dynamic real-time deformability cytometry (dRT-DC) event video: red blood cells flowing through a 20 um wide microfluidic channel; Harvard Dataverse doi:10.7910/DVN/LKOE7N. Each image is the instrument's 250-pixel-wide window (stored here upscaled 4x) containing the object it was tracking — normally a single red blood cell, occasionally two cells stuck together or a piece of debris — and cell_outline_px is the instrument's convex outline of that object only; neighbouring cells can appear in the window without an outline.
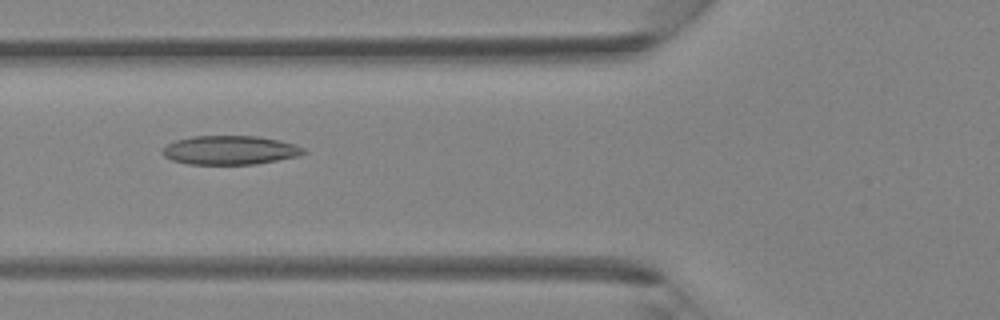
{"species": "Egyptian fruit bat (a non-hibernating species)", "species_latin": "Rousettus aegyptiacus", "temperature_condition": "room temperature", "stored_images_in_passage": 42, "camera_frame_rate_fps": 3000, "um_per_image_px": 0.085, "animal": {"sex": "female"}, "frame": {"image": 1, "passage_image": 16, "time_ms": 5.0, "image_size_px": [1000, 320], "cell_outline_px": [[308, 152], [300, 156], [256, 164], [188, 164], [172, 160], [164, 156], [160, 152], [168, 144], [176, 140], [192, 136], [256, 136], [280, 140], [296, 144], [304, 148]], "centroid_in_image_um": [19.59, 12.76], "position_along_channel_um": 106.2, "area_um2": 23.93}}
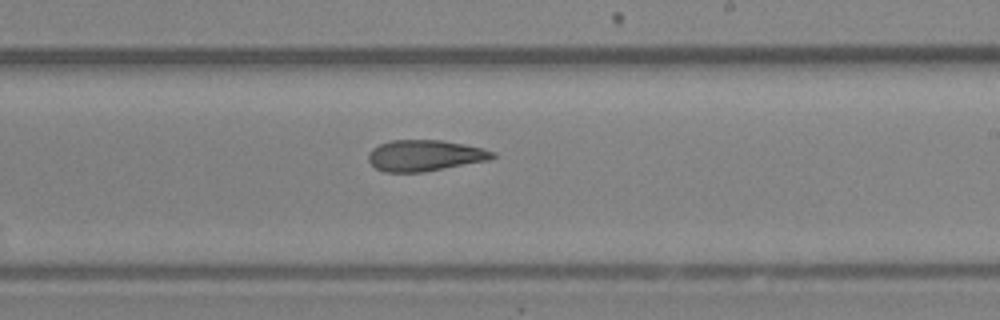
{"frame": {"image": 2, "passage_image": 25, "time_ms": 8.0, "image_size_px": [1000, 320], "cell_outline_px": [[496, 156], [488, 160], [424, 172], [384, 172], [376, 168], [368, 160], [368, 152], [372, 148], [388, 140], [440, 140], [464, 144], [484, 148], [496, 152]], "centroid_in_image_um": [36.1, 13.21], "position_along_channel_um": 252.9, "area_um2": 22.6}}
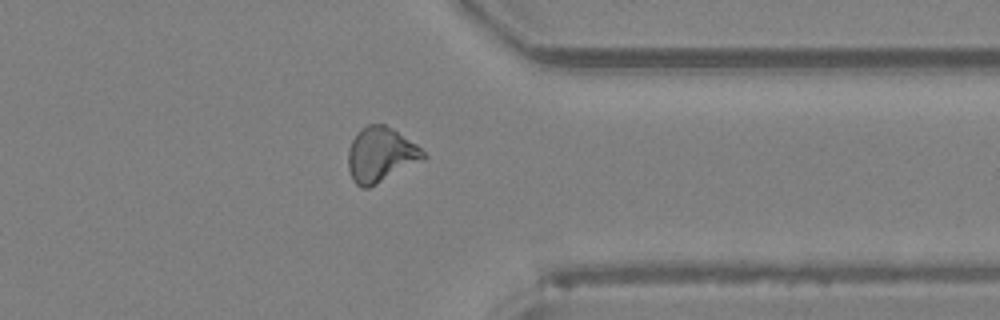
{"frame": {"image": 3, "passage_image": 33, "time_ms": 10.667, "image_size_px": [1000, 320], "cell_outline_px": [[428, 156], [424, 160], [368, 188], [360, 188], [352, 180], [348, 168], [348, 148], [356, 132], [360, 128], [368, 124], [384, 124], [392, 128], [416, 144]], "centroid_in_image_um": [32.34, 13.15], "position_along_channel_um": 379.1, "area_um2": 24.16}}